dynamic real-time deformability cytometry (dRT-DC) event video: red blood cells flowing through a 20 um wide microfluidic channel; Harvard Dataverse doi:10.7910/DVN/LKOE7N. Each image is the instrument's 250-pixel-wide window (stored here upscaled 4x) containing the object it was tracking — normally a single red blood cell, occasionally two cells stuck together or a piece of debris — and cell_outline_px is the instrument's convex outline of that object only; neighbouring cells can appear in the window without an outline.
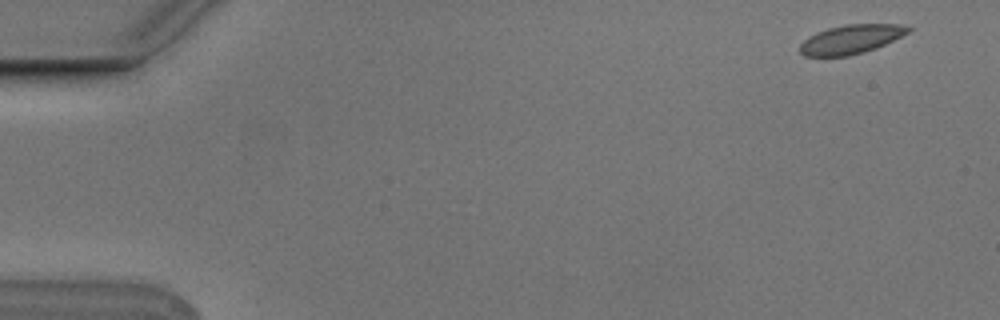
{"species": "Egyptian fruit bat (a non-hibernating species)", "species_latin": "Rousettus aegyptiacus", "temperature_condition": "cold", "stored_images_in_passage": 10, "camera_frame_rate_fps": 3000, "um_per_image_px": 0.085, "animal": {"sex": "male"}, "frame": {"image": 1, "passage_image": 1, "time_ms": 0.0, "image_size_px": [1000, 320], "cell_outline_px": [[912, 28], [908, 32], [884, 44], [864, 52], [848, 56], [804, 56], [800, 52], [800, 44], [808, 36], [816, 32], [828, 28], [844, 24], [900, 24]], "centroid_in_image_um": [72.28, 3.33], "position_along_channel_um": 12.7, "area_um2": 18.15}}
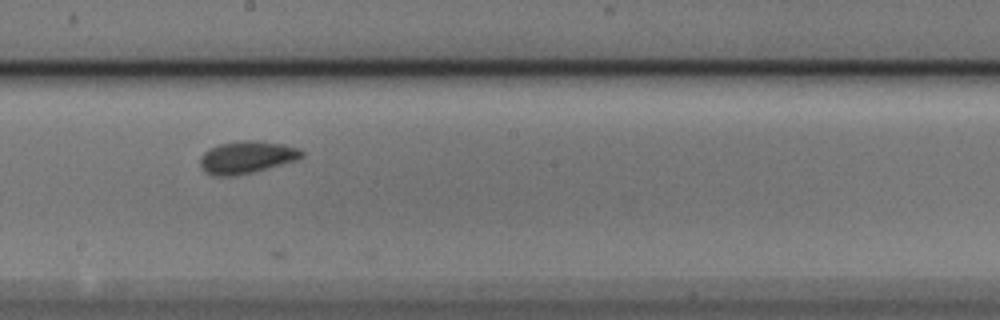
{"frame": {"image": 2, "passage_image": 9, "time_ms": 2.667, "image_size_px": [1000, 320], "cell_outline_px": [[304, 156], [296, 160], [252, 172], [236, 176], [212, 176], [204, 172], [200, 164], [200, 156], [208, 148], [220, 144], [240, 140], [256, 140], [284, 144], [300, 148], [304, 152]], "centroid_in_image_um": [20.95, 13.36], "position_along_channel_um": 227.2, "area_um2": 19.36}}
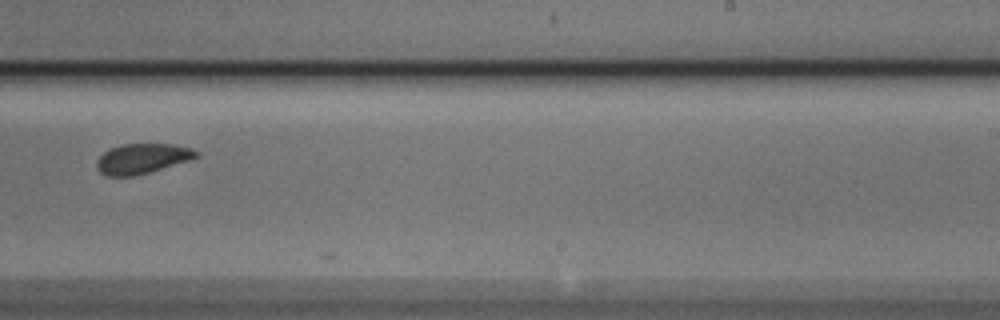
{"frame": {"image": 3, "passage_image": 10, "time_ms": 3.0, "image_size_px": [1000, 320], "cell_outline_px": [[200, 156], [188, 160], [148, 172], [132, 176], [104, 176], [96, 168], [96, 160], [108, 148], [120, 144], [172, 144], [192, 148], [200, 152]], "centroid_in_image_um": [12.05, 13.47], "position_along_channel_um": 277.0, "area_um2": 17.46}}